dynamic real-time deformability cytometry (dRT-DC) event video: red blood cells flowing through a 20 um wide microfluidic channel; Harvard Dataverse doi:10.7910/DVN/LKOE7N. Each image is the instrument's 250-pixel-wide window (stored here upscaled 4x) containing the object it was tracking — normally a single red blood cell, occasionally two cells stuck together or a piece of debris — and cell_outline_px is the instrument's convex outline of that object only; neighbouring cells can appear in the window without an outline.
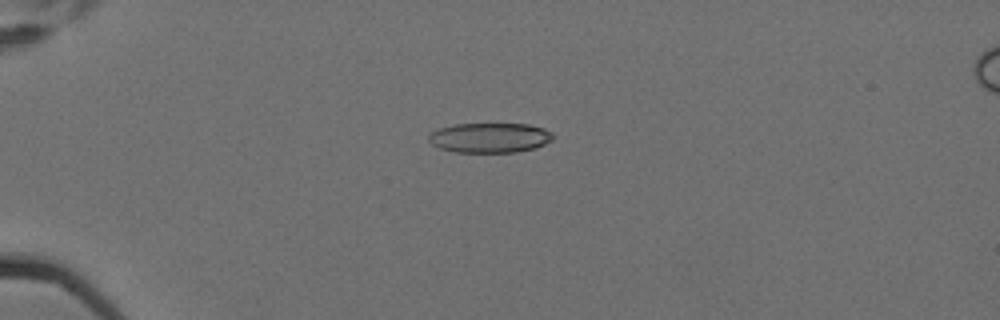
{"species": "Egyptian fruit bat (a non-hibernating species)", "species_latin": "Rousettus aegyptiacus", "temperature_condition": "cold", "stored_images_in_passage": 6, "camera_frame_rate_fps": 3000, "um_per_image_px": 0.085, "animal": {"sex": "female"}, "frame": {"image": 1, "passage_image": 4, "time_ms": 1.0, "image_size_px": [1000, 320], "cell_outline_px": [[556, 136], [552, 140], [536, 148], [516, 152], [456, 152], [440, 148], [432, 144], [428, 140], [428, 136], [432, 132], [440, 128], [456, 124], [528, 124], [544, 128], [552, 132]], "centroid_in_image_um": [41.68, 11.71], "position_along_channel_um": 43.3, "area_um2": 21.68}}
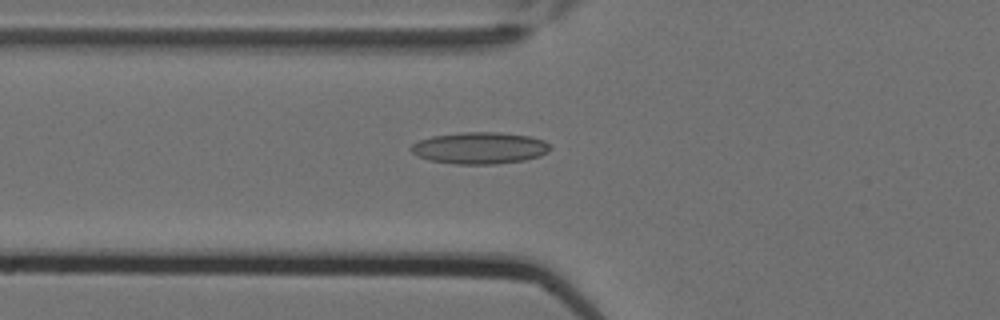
{"frame": {"image": 2, "passage_image": 6, "time_ms": 1.667, "image_size_px": [1000, 320], "cell_outline_px": [[552, 148], [548, 152], [540, 156], [524, 160], [496, 164], [456, 164], [428, 160], [416, 156], [408, 148], [412, 144], [420, 140], [432, 136], [464, 132], [500, 132], [532, 136], [544, 140]], "centroid_in_image_um": [40.78, 12.58], "position_along_channel_um": 85.0, "area_um2": 25.95}}